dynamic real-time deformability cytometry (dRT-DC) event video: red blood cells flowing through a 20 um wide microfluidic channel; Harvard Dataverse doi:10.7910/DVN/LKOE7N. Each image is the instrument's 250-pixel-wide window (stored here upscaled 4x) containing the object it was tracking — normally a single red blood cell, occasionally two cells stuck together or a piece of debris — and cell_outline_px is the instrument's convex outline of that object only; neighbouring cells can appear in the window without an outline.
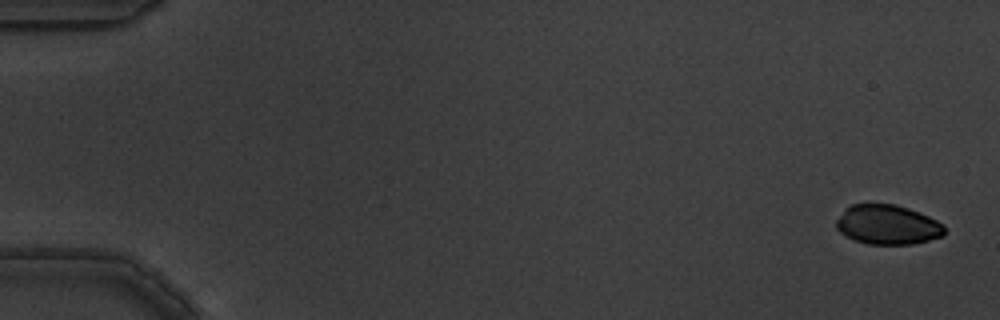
{"species": "common noctule bat (a hibernating species)", "species_latin": "Nyctalus noctula", "temperature_condition": "warm", "stored_images_in_passage": 6, "camera_frame_rate_fps": 3000, "um_per_image_px": 0.085, "animal": {"sex": "male", "body_mass_g": 19.5, "forearm_length_mm": 54.6}, "frame": {"image": 1, "passage_image": 1, "time_ms": 0.0, "image_size_px": [1000, 320], "cell_outline_px": [[944, 236], [912, 244], [868, 244], [856, 240], [840, 232], [836, 228], [836, 220], [844, 208], [852, 204], [868, 200], [896, 204], [908, 208], [928, 216], [944, 224]], "centroid_in_image_um": [75.4, 19.04], "position_along_channel_um": 9.6, "area_um2": 25.55}}